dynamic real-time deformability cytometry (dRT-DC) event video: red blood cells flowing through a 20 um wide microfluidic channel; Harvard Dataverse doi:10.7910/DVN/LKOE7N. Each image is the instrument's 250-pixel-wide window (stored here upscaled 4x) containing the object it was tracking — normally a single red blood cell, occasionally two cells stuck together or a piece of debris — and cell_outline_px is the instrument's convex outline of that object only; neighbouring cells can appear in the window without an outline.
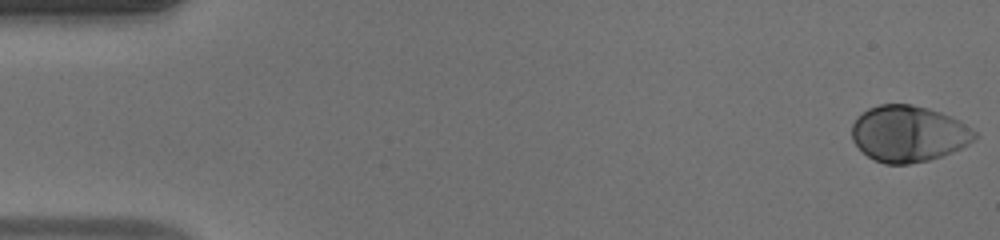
{"species": "human", "species_latin": "Homo sapiens", "temperature_condition": "warm", "stored_images_in_passage": 50, "camera_frame_rate_fps": 3000, "um_per_image_px": 0.085, "donor": {"sex": "male"}, "frame": {"image": 1, "passage_image": 1, "time_ms": 0.0, "image_size_px": [1000, 240], "cell_outline_px": [[980, 136], [968, 144], [952, 152], [928, 160], [908, 164], [884, 164], [868, 156], [852, 140], [852, 124], [856, 116], [868, 108], [880, 104], [912, 104], [928, 108], [952, 116], [960, 120], [976, 132]], "centroid_in_image_um": [77.23, 11.35], "position_along_channel_um": 7.8, "area_um2": 40.4}}
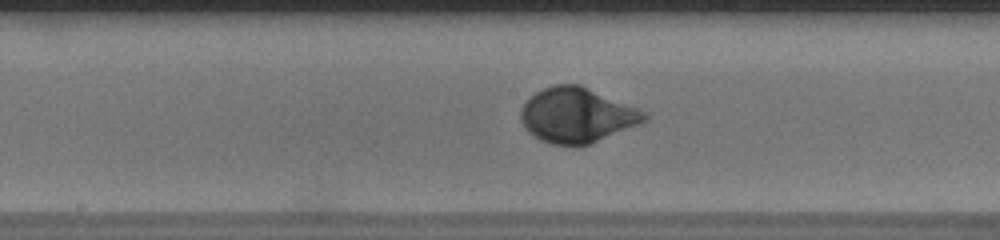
{"frame": {"image": 2, "passage_image": 26, "time_ms": 8.333, "image_size_px": [1000, 240], "cell_outline_px": [[648, 120], [640, 124], [588, 144], [552, 144], [540, 140], [532, 136], [524, 128], [520, 120], [520, 112], [524, 104], [536, 92], [544, 88], [556, 84], [580, 84], [640, 108], [648, 112]], "centroid_in_image_um": [49.06, 9.78], "position_along_channel_um": 199.1, "area_um2": 39.54}}
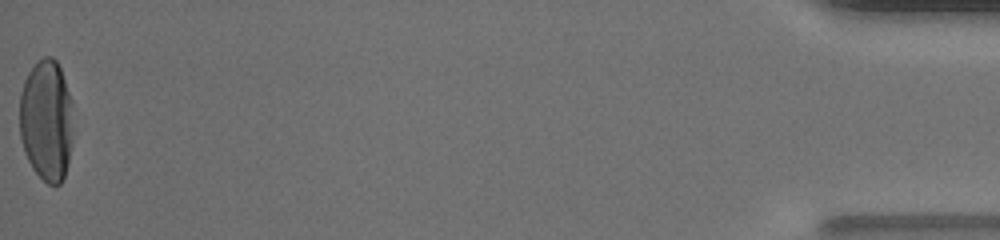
{"frame": {"image": 3, "passage_image": 50, "time_ms": 16.333, "image_size_px": [1000, 240], "cell_outline_px": [[72, 144], [68, 164], [64, 176], [60, 184], [48, 184], [32, 168], [24, 152], [20, 136], [20, 92], [24, 80], [28, 72], [44, 56], [52, 56], [56, 60], [60, 68], [72, 100]], "centroid_in_image_um": [3.95, 10.23], "position_along_channel_um": 431.2, "area_um2": 38.15}, "authors_computed_cell_mechanics": {"area_um2": 38.6393, "velocity_mm_per_s": 4.1311, "shape_relaxation_time_tau1_ms": 2.507, "shape_relaxation_time_tau2_ms": null, "deformation_change_tau1": 0.1945, "deformation_change_tau2": null}}